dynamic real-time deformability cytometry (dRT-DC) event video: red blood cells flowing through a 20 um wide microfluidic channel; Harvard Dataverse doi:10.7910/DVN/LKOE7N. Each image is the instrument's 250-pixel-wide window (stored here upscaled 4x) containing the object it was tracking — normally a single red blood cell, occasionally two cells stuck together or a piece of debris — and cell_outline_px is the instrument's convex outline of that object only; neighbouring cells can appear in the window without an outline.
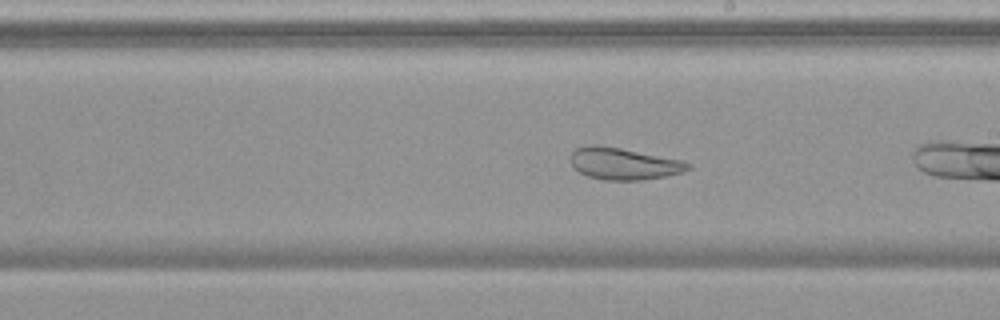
{"species": "common noctule bat (a hibernating species)", "species_latin": "Nyctalus noctula", "temperature_condition": "warm", "stored_images_in_passage": 23, "camera_frame_rate_fps": 3000, "um_per_image_px": 0.085, "animal": {"sex": "female", "body_mass_g": 19.9}, "frame": {"image": 1, "passage_image": 14, "time_ms": 4.333, "image_size_px": [1000, 320], "cell_outline_px": [[692, 168], [668, 176], [640, 180], [604, 180], [588, 176], [580, 172], [572, 164], [572, 152], [576, 148], [588, 144], [596, 144], [620, 148], [684, 160], [692, 164]], "centroid_in_image_um": [53.06, 13.91], "position_along_channel_um": 235.9, "area_um2": 21.79}}